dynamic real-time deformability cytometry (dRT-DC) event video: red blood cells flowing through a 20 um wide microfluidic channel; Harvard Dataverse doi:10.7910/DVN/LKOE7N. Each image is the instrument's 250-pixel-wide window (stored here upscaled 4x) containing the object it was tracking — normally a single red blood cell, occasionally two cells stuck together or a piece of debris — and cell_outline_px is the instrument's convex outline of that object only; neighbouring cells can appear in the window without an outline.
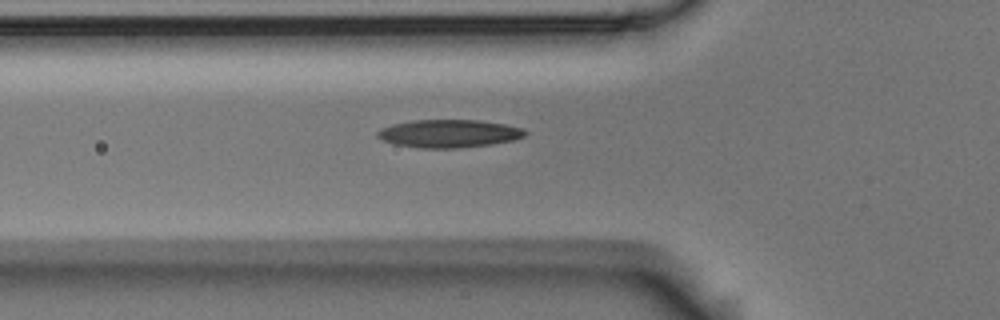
{"species": "Egyptian fruit bat (a non-hibernating species)", "species_latin": "Rousettus aegyptiacus", "temperature_condition": "room temperature", "stored_images_in_passage": 5, "camera_frame_rate_fps": 3000, "um_per_image_px": 0.085, "animal": {"sex": "male"}, "frame": {"image": 1, "passage_image": 5, "time_ms": 1.333, "image_size_px": [1000, 320], "cell_outline_px": [[528, 132], [524, 136], [512, 140], [492, 144], [456, 148], [420, 148], [396, 144], [380, 140], [376, 136], [376, 132], [380, 128], [392, 124], [412, 120], [480, 120], [504, 124], [524, 128]], "centroid_in_image_um": [38.13, 11.34], "position_along_channel_um": 87.7, "area_um2": 24.16}}